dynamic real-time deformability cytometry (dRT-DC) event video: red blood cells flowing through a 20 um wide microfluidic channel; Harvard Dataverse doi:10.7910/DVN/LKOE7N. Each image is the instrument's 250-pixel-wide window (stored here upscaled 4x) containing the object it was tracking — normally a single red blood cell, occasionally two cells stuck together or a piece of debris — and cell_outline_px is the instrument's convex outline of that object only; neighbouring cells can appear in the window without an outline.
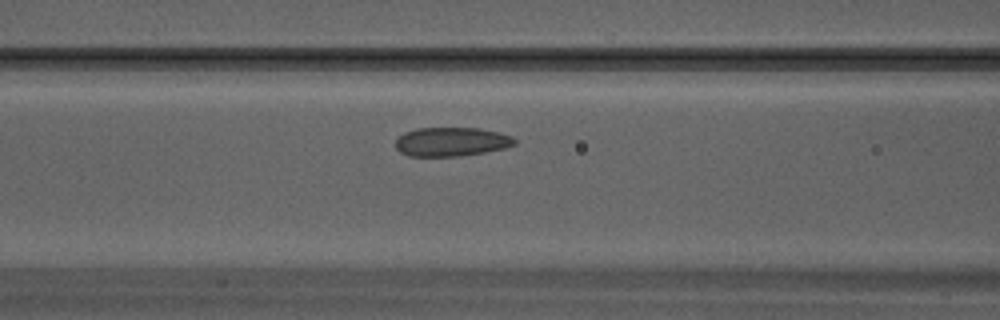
{"species": "Egyptian fruit bat (a non-hibernating species)", "species_latin": "Rousettus aegyptiacus", "temperature_condition": "warm", "stored_images_in_passage": 8, "segment_of_instrument_passage": [2, 2], "camera_frame_rate_fps": 3000, "um_per_image_px": 0.085, "animal": {"sex": "male"}, "frame": {"image": 1, "passage_image": 8, "time_ms": 2.333, "image_size_px": [1000, 320], "cell_outline_px": [[516, 144], [504, 148], [484, 152], [460, 156], [408, 156], [400, 152], [396, 148], [396, 140], [404, 132], [416, 128], [480, 128], [500, 132], [512, 136], [516, 140]], "centroid_in_image_um": [38.38, 12.04], "position_along_channel_um": 128.2, "area_um2": 20.17}}